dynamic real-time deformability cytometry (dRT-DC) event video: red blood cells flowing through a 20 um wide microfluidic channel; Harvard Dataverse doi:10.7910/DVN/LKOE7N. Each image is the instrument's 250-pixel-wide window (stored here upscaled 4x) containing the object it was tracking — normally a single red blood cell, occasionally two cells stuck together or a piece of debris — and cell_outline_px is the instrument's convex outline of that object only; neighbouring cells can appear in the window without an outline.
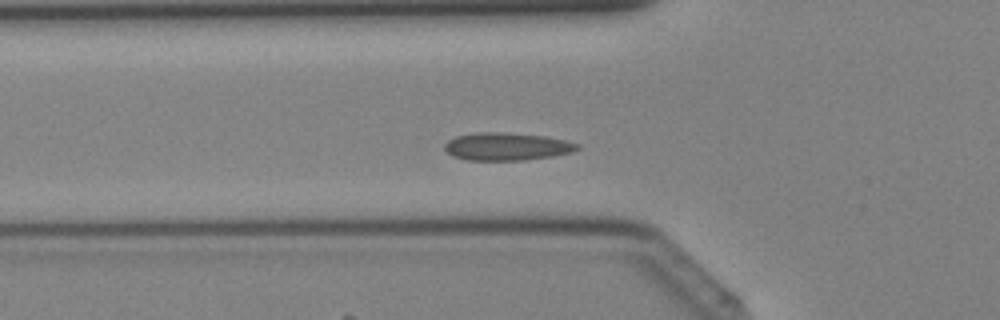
{"species": "Egyptian fruit bat (a non-hibernating species)", "species_latin": "Rousettus aegyptiacus", "temperature_condition": "cold", "stored_images_in_passage": 41, "camera_frame_rate_fps": 3000, "um_per_image_px": 0.085, "animal": {"sex": "female"}, "frame": {"image": 1, "passage_image": 13, "time_ms": 4.0, "image_size_px": [1000, 320], "cell_outline_px": [[580, 148], [572, 152], [552, 156], [524, 160], [468, 160], [452, 156], [444, 148], [444, 144], [448, 140], [456, 136], [476, 132], [500, 132], [544, 136], [568, 140], [580, 144]], "centroid_in_image_um": [43.09, 12.45], "position_along_channel_um": 82.7, "area_um2": 21.5}}
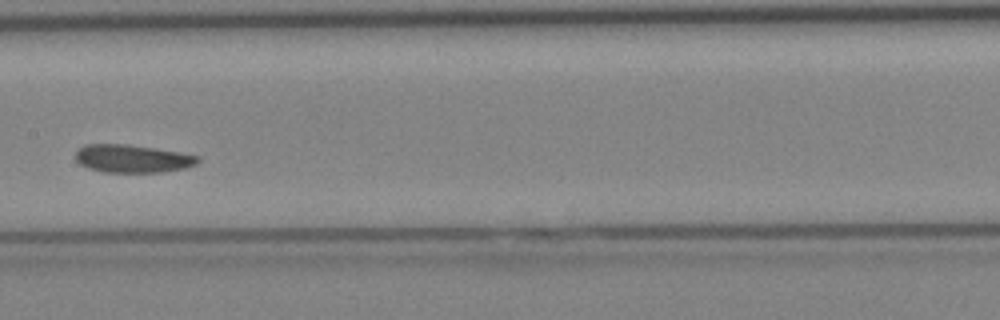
{"frame": {"image": 2, "passage_image": 20, "time_ms": 6.333, "image_size_px": [1000, 320], "cell_outline_px": [[200, 160], [196, 164], [184, 168], [160, 172], [104, 172], [88, 168], [80, 164], [76, 160], [76, 152], [84, 144], [124, 144], [156, 148], [180, 152], [200, 156]], "centroid_in_image_um": [11.26, 13.48], "position_along_channel_um": 196.1, "area_um2": 19.88}}
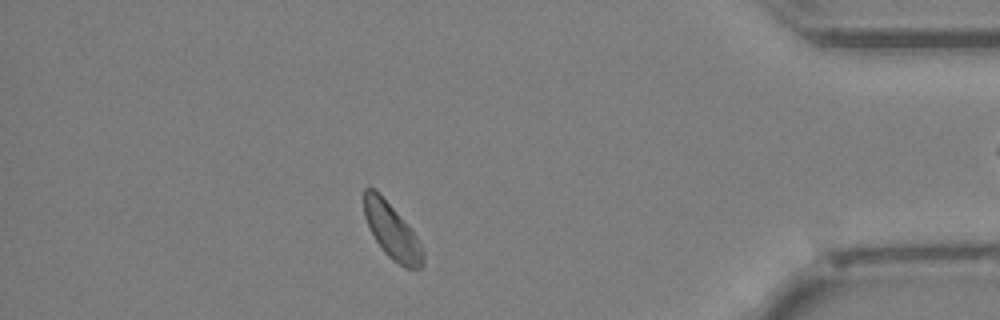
{"frame": {"image": 3, "passage_image": 35, "time_ms": 11.333, "image_size_px": [1000, 320], "cell_outline_px": [[424, 264], [420, 268], [404, 268], [392, 260], [384, 252], [376, 240], [364, 216], [364, 188], [376, 188], [380, 192], [408, 224], [420, 240], [424, 252]], "centroid_in_image_um": [33.34, 19.64], "position_along_channel_um": 401.9, "area_um2": 19.25}}